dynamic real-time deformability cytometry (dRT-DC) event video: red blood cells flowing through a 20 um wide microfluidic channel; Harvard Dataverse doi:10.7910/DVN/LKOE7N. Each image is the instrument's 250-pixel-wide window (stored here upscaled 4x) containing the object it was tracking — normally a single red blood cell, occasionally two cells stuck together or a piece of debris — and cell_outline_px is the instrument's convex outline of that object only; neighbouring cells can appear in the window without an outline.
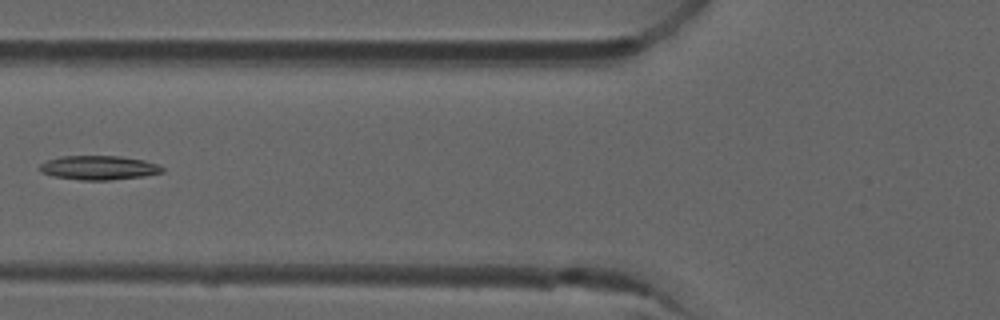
{"species": "common noctule bat (a hibernating species)", "species_latin": "Nyctalus noctula", "temperature_condition": "room temperature", "stored_images_in_passage": 6, "camera_frame_rate_fps": 3000, "um_per_image_px": 0.085, "animal": {"sex": "male", "forearm_length_mm": 52.5}, "frame": {"image": 1, "passage_image": 5, "time_ms": 1.333, "image_size_px": [1000, 320], "cell_outline_px": [[164, 172], [144, 176], [108, 180], [80, 180], [52, 176], [40, 172], [36, 168], [40, 164], [48, 160], [60, 156], [120, 156], [144, 160], [156, 164], [164, 168]], "centroid_in_image_um": [8.35, 14.26], "position_along_channel_um": 117.4, "area_um2": 17.34}}
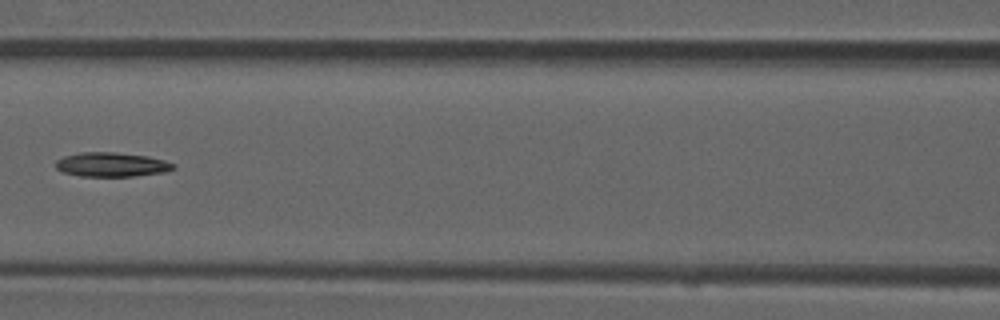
{"frame": {"image": 2, "passage_image": 6, "time_ms": 1.667, "image_size_px": [1000, 320], "cell_outline_px": [[176, 168], [164, 172], [132, 176], [80, 176], [64, 172], [56, 168], [56, 160], [64, 156], [80, 152], [116, 152], [148, 156], [164, 160], [176, 164]], "centroid_in_image_um": [9.5, 13.98], "position_along_channel_um": 157.1, "area_um2": 16.65}}